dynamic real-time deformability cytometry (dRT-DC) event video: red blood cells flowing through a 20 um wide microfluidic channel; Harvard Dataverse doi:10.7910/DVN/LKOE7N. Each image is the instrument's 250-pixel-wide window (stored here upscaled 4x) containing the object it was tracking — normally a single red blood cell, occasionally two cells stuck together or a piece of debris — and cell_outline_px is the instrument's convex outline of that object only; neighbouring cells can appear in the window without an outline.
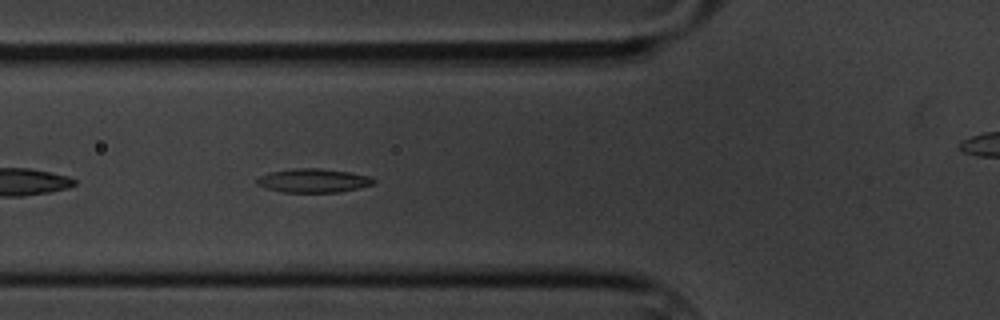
{"species": "common noctule bat (a hibernating species)", "species_latin": "Nyctalus noctula", "temperature_condition": "cold", "stored_images_in_passage": 45, "camera_frame_rate_fps": 3000, "um_per_image_px": 0.085, "animal": {"sex": "male", "body_mass_g": 20.1, "forearm_length_mm": 53.5}, "frame": {"image": 1, "passage_image": 6, "time_ms": 1.667, "image_size_px": [1000, 320], "cell_outline_px": [[376, 184], [360, 188], [336, 192], [280, 192], [256, 184], [256, 180], [260, 176], [268, 172], [292, 168], [320, 168], [352, 172], [368, 176], [376, 180]], "centroid_in_image_um": [26.65, 15.34], "position_along_channel_um": 99.1, "area_um2": 16.36}}
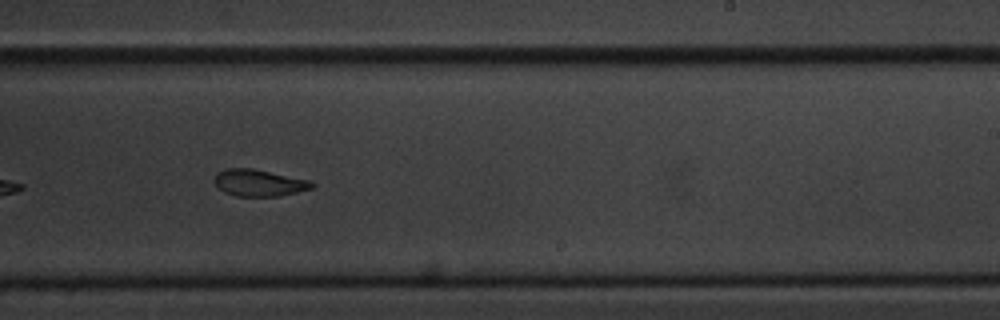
{"frame": {"image": 2, "passage_image": 21, "time_ms": 6.667, "image_size_px": [1000, 320], "cell_outline_px": [[316, 184], [312, 188], [280, 196], [236, 196], [224, 192], [216, 184], [216, 172], [224, 168], [252, 168], [312, 180]], "centroid_in_image_um": [22.05, 15.53], "position_along_channel_um": 266.9, "area_um2": 15.26}}
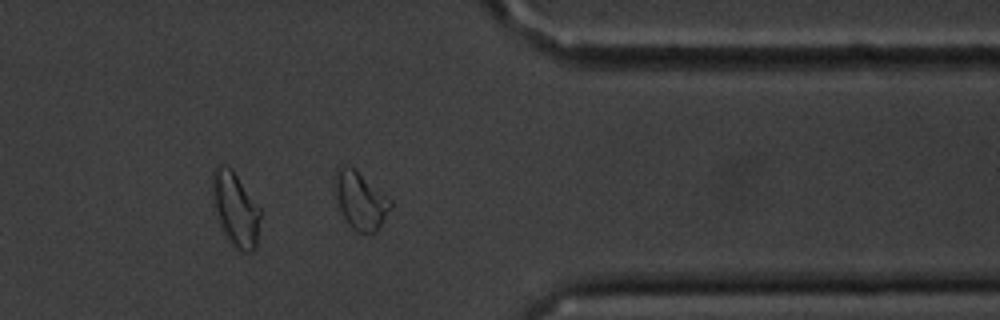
{"frame": {"image": 3, "passage_image": 32, "time_ms": 10.333, "image_size_px": [1000, 320], "cell_outline_px": [[392, 208], [376, 232], [372, 236], [356, 232], [348, 224], [340, 208], [336, 196], [336, 168], [344, 164], [356, 168], [392, 200]], "centroid_in_image_um": [30.68, 17.06], "position_along_channel_um": 380.7, "area_um2": 18.9}, "authors_computed_cell_mechanics": {"area_um2": 16.3574, "velocity_mm_per_s": 3.3495, "shape_relaxation_time_tau1_ms": 6.3878, "shape_relaxation_time_tau2_ms": 4.6114, "deformation_change_tau1": 0.1514, "deformation_change_tau2": 0.1119}}